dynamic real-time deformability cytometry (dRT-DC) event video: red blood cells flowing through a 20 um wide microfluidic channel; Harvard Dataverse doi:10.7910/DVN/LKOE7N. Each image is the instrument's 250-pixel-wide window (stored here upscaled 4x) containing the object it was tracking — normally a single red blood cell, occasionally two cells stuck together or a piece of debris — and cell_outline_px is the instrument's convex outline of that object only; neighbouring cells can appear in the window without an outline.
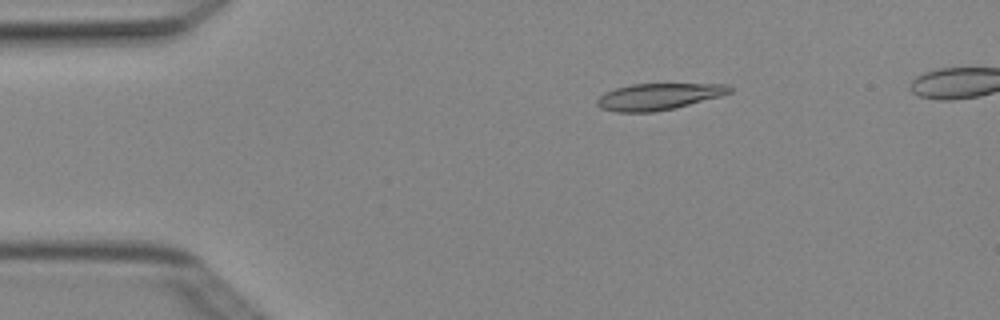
{"species": "Egyptian fruit bat (a non-hibernating species)", "species_latin": "Rousettus aegyptiacus", "temperature_condition": "cold", "stored_images_in_passage": 5, "camera_frame_rate_fps": 3000, "um_per_image_px": 0.085, "animal": {"sex": "female"}, "frame": {"image": 1, "passage_image": 2, "time_ms": 0.333, "image_size_px": [1000, 320], "cell_outline_px": [[732, 92], [720, 96], [676, 108], [652, 112], [616, 112], [600, 108], [596, 104], [596, 100], [604, 92], [616, 88], [632, 84], [728, 84], [732, 88]], "centroid_in_image_um": [55.96, 8.21], "position_along_channel_um": 29.0, "area_um2": 20.52}}